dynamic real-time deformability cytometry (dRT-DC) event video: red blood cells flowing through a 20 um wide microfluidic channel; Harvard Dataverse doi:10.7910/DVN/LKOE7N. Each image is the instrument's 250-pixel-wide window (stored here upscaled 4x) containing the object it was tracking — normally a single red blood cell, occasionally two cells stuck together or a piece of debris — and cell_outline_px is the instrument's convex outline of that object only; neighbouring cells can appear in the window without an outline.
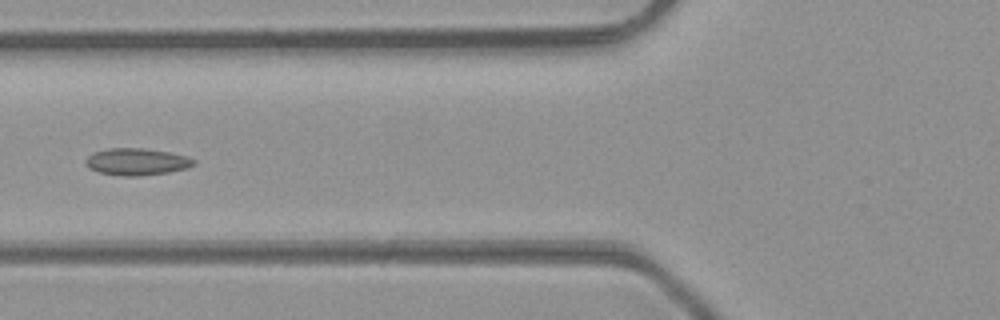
{"species": "common noctule bat (a hibernating species)", "species_latin": "Nyctalus noctula", "temperature_condition": "room temperature", "stored_images_in_passage": 39, "camera_frame_rate_fps": 3000, "um_per_image_px": 0.085, "animal": {"sex": "male", "body_mass_g": 23.1, "forearm_length_mm": 52.7}, "frame": {"image": 1, "passage_image": 10, "time_ms": 3.0, "image_size_px": [1000, 320], "cell_outline_px": [[196, 164], [188, 168], [168, 172], [136, 176], [120, 176], [100, 172], [88, 168], [84, 164], [84, 160], [92, 152], [108, 148], [140, 148], [168, 152], [184, 156], [196, 160]], "centroid_in_image_um": [11.57, 13.75], "position_along_channel_um": 114.2, "area_um2": 16.99}}
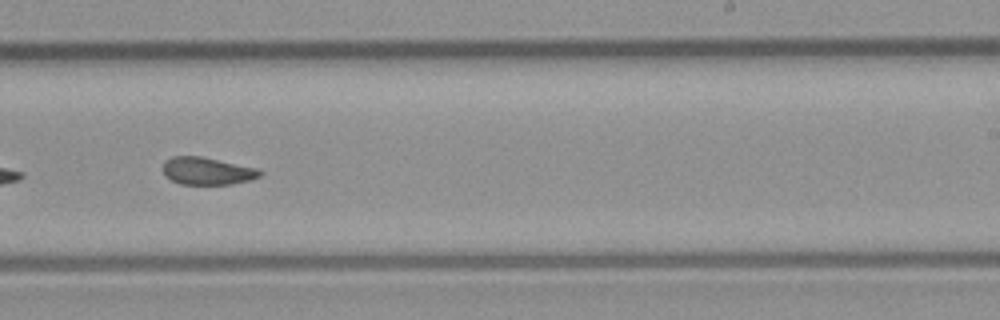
{"frame": {"image": 2, "passage_image": 21, "time_ms": 6.667, "image_size_px": [1000, 320], "cell_outline_px": [[264, 172], [260, 176], [248, 180], [232, 184], [180, 184], [164, 176], [164, 160], [172, 156], [200, 156], [260, 168]], "centroid_in_image_um": [17.63, 14.53], "position_along_channel_um": 271.4, "area_um2": 15.61}}
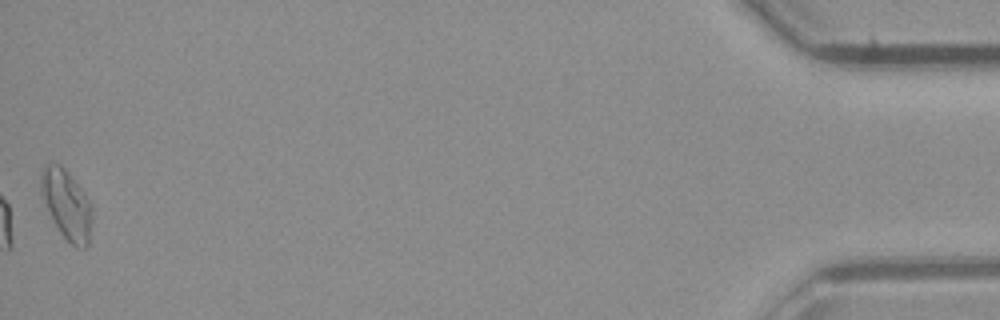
{"frame": {"image": 3, "passage_image": 39, "time_ms": 12.667, "image_size_px": [1000, 320], "cell_outline_px": [[92, 216], [88, 244], [84, 248], [76, 248], [60, 232], [40, 192], [40, 176], [44, 164], [60, 164], [68, 172], [88, 200], [92, 208]], "centroid_in_image_um": [5.66, 17.37], "position_along_channel_um": 429.5, "area_um2": 20.11}, "authors_computed_cell_mechanics": {"area_um2": 16.473, "velocity_mm_per_s": 4.2908, "shape_relaxation_time_tau1_ms": null, "shape_relaxation_time_tau2_ms": 1.7452, "deformation_change_tau1": null, "deformation_change_tau2": 0.0745}}